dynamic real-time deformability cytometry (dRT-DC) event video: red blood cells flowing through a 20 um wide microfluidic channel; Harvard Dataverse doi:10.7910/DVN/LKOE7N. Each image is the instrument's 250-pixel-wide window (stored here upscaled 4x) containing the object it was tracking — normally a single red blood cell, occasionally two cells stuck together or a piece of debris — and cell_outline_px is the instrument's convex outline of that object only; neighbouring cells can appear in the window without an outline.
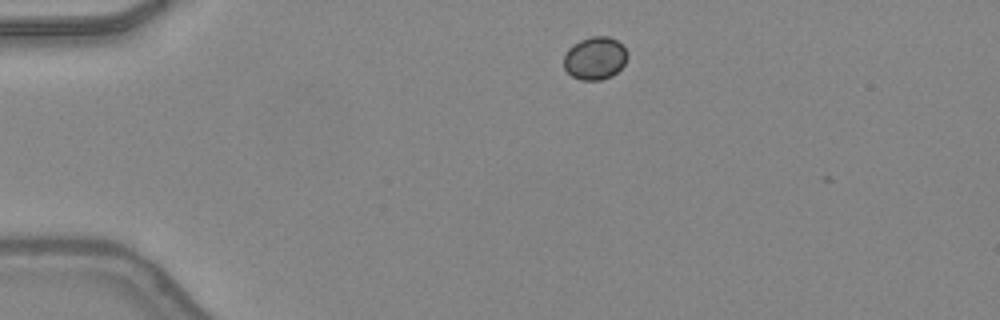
{"species": "common noctule bat (a hibernating species)", "species_latin": "Nyctalus noctula", "temperature_condition": "warm", "stored_images_in_passage": 7, "camera_frame_rate_fps": 3000, "um_per_image_px": 0.085, "animal": {"sex": "female", "body_mass_g": 24.6, "forearm_length_mm": 56.2}, "frame": {"image": 1, "passage_image": 1, "time_ms": 0.0, "image_size_px": [1000, 320], "cell_outline_px": [[628, 56], [624, 64], [612, 76], [600, 80], [580, 80], [572, 76], [564, 68], [564, 52], [572, 44], [580, 40], [592, 36], [608, 36], [624, 44], [628, 52]], "centroid_in_image_um": [50.58, 4.93], "position_along_channel_um": 34.4, "area_um2": 16.13}}